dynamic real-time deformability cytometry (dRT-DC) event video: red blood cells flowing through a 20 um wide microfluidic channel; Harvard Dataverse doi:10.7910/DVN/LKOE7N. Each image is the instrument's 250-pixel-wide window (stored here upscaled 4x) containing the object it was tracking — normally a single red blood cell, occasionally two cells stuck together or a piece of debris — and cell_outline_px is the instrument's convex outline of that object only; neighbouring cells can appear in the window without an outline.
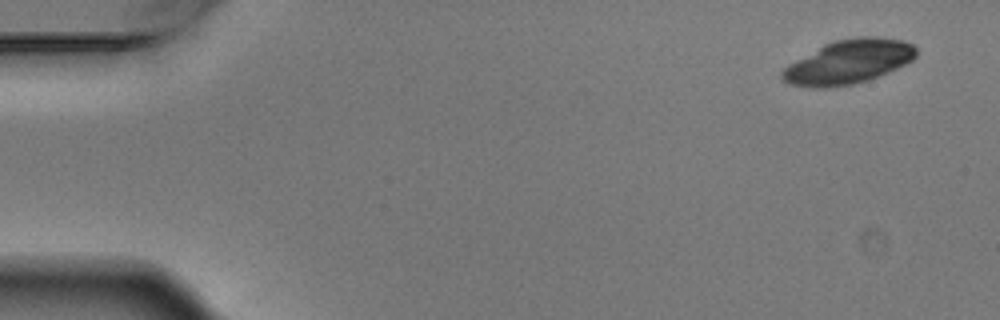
{"species": "Egyptian fruit bat (a non-hibernating species)", "species_latin": "Rousettus aegyptiacus", "temperature_condition": "warm", "stored_images_in_passage": 4, "camera_frame_rate_fps": 3000, "um_per_image_px": 0.085, "animal": {"sex": "male"}, "frame": {"image": 1, "passage_image": 1, "time_ms": 0.0, "image_size_px": [1000, 320], "cell_outline_px": [[916, 56], [912, 60], [896, 68], [876, 76], [852, 84], [824, 88], [812, 88], [792, 84], [784, 80], [780, 76], [780, 72], [788, 64], [824, 44], [836, 40], [860, 36], [876, 36], [904, 40], [912, 44], [916, 48]], "centroid_in_image_um": [72.11, 5.24], "position_along_channel_um": 12.9, "area_um2": 33.99}}